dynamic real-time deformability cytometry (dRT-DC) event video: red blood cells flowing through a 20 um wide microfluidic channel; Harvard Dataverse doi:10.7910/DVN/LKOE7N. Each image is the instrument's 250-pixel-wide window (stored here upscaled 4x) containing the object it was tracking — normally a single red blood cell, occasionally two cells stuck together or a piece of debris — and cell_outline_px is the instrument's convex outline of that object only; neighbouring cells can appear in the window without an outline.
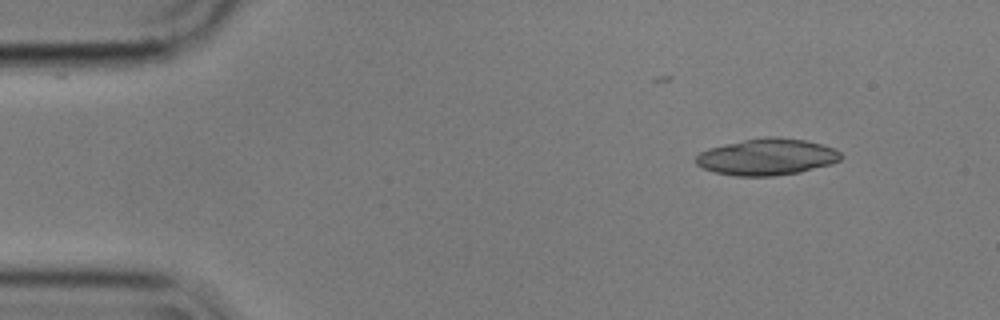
{"species": "common noctule bat (a hibernating species)", "species_latin": "Nyctalus noctula", "temperature_condition": "cold", "stored_images_in_passage": 50, "camera_frame_rate_fps": 3000, "um_per_image_px": 0.085, "animal": {"sex": "male", "body_mass_g": 17.9}, "frame": {"image": 1, "passage_image": 1, "time_ms": 0.0, "image_size_px": [1000, 320], "cell_outline_px": [[844, 156], [840, 160], [832, 164], [800, 172], [772, 176], [736, 176], [716, 172], [704, 168], [696, 164], [696, 156], [700, 152], [708, 148], [724, 144], [744, 140], [768, 136], [776, 136], [804, 140], [824, 144], [836, 148]], "centroid_in_image_um": [65.24, 13.33], "position_along_channel_um": 19.8, "area_um2": 31.04}}